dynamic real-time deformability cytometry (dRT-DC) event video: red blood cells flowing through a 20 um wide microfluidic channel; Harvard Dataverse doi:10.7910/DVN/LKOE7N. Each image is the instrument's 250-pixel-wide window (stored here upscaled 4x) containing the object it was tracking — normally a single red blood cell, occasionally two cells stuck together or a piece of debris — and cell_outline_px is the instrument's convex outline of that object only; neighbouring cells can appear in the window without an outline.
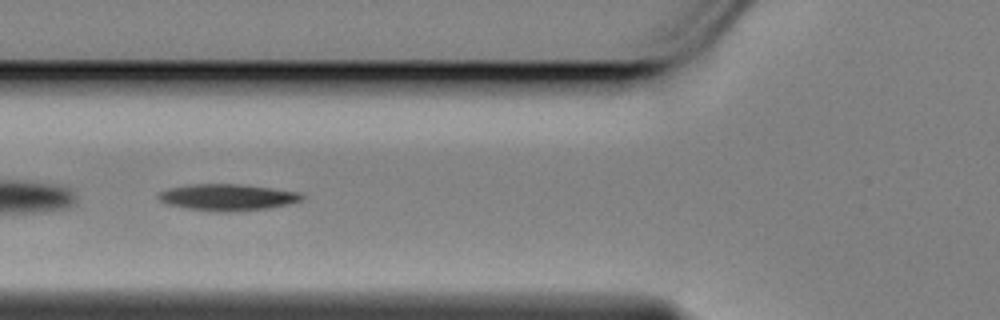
{"species": "Egyptian fruit bat (a non-hibernating species)", "species_latin": "Rousettus aegyptiacus", "temperature_condition": "cold", "stored_images_in_passage": 57, "camera_frame_rate_fps": 3000, "um_per_image_px": 0.085, "animal": {"sex": "female"}, "frame": {"image": 1, "passage_image": 20, "time_ms": 6.333, "image_size_px": [1000, 320], "cell_outline_px": [[304, 200], [288, 204], [268, 208], [232, 212], [216, 212], [188, 208], [168, 204], [160, 200], [156, 196], [160, 192], [168, 188], [192, 184], [240, 184], [272, 188], [300, 192], [304, 196]], "centroid_in_image_um": [19.36, 16.77], "position_along_channel_um": 106.4, "area_um2": 22.2}}
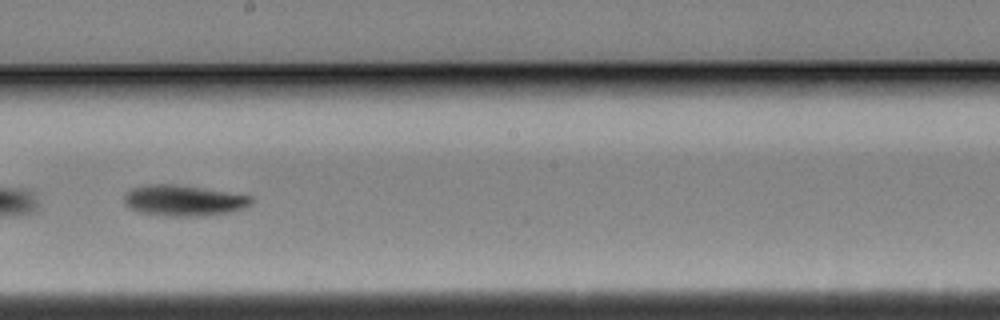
{"frame": {"image": 2, "passage_image": 31, "time_ms": 10.0, "image_size_px": [1000, 320], "cell_outline_px": [[252, 204], [228, 212], [204, 216], [160, 216], [136, 212], [128, 208], [124, 204], [124, 196], [132, 188], [148, 184], [176, 184], [204, 188], [252, 196]], "centroid_in_image_um": [15.54, 17.05], "position_along_channel_um": 232.7, "area_um2": 23.0}}
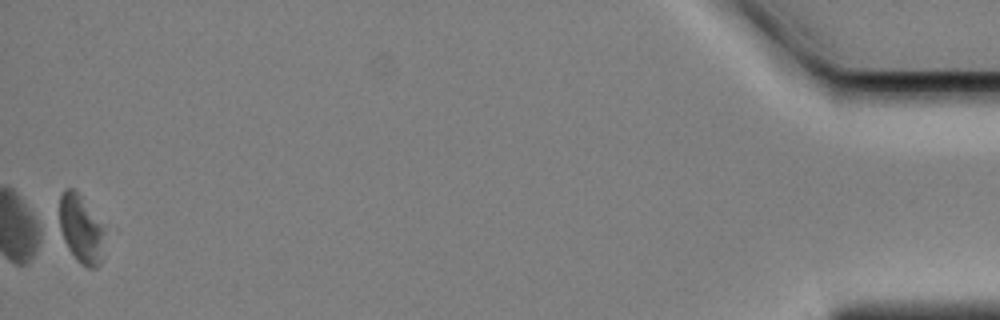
{"frame": {"image": 3, "passage_image": 56, "time_ms": 18.333, "image_size_px": [1000, 320], "cell_outline_px": [[104, 228], [100, 264], [96, 268], [88, 268], [80, 264], [76, 260], [68, 248], [56, 228], [60, 196], [64, 188], [72, 188], [76, 192]], "centroid_in_image_um": [6.78, 19.49], "position_along_channel_um": 428.4, "area_um2": 18.03}, "authors_computed_cell_mechanics": {"area_um2": 21.964, "velocity_mm_per_s": 3.4348, "shape_relaxation_time_tau1_ms": 2.572, "shape_relaxation_time_tau2_ms": null, "deformation_change_tau1": 0.1227, "deformation_change_tau2": null}}